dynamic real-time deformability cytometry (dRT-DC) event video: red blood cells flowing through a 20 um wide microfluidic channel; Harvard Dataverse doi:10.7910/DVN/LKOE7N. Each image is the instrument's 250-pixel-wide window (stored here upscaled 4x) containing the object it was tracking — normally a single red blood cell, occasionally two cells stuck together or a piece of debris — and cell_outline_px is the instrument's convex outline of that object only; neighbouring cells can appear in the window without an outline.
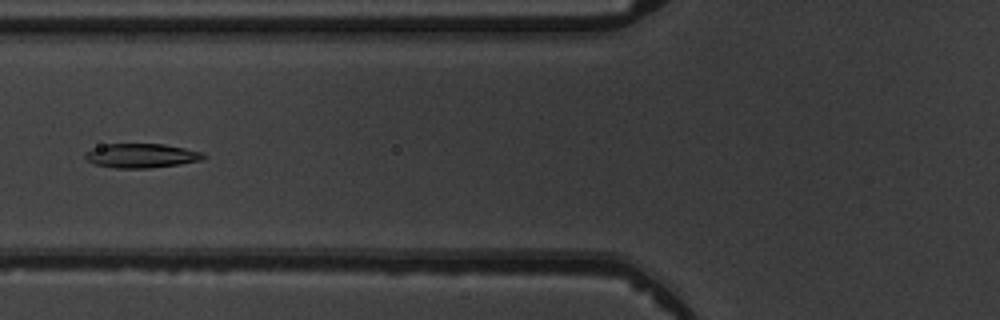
{"species": "common noctule bat (a hibernating species)", "species_latin": "Nyctalus noctula", "temperature_condition": "warm", "stored_images_in_passage": 7, "camera_frame_rate_fps": 3000, "um_per_image_px": 0.085, "animal": {"sex": "male", "body_mass_g": 19.5, "forearm_length_mm": 54.6}, "frame": {"image": 1, "passage_image": 7, "time_ms": 6.667, "image_size_px": [1000, 320], "cell_outline_px": [[208, 156], [204, 160], [180, 164], [148, 168], [116, 168], [96, 164], [88, 160], [84, 156], [84, 152], [92, 148], [108, 144], [164, 144], [204, 152]], "centroid_in_image_um": [12.07, 13.23], "position_along_channel_um": 113.7, "area_um2": 16.76}}